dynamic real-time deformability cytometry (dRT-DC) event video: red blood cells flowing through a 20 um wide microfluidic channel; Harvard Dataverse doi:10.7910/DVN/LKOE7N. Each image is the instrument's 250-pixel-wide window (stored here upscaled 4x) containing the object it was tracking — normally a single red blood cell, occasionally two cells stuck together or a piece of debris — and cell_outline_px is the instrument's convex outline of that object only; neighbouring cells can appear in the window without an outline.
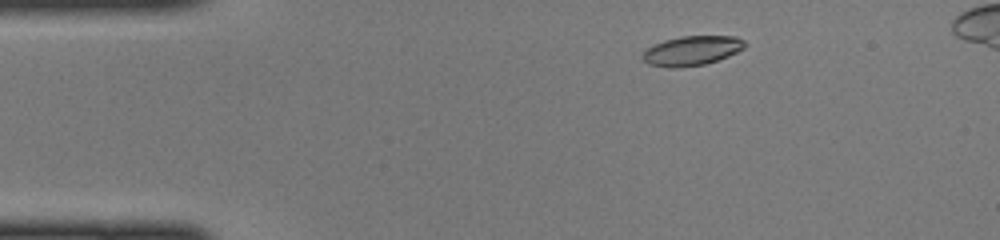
{"species": "common noctule bat (a hibernating species)", "species_latin": "Nyctalus noctula", "temperature_condition": "cold", "stored_images_in_passage": 42, "camera_frame_rate_fps": 3000, "um_per_image_px": 0.085, "animal": {"sex": "female", "body_mass_g": 22.0, "forearm_length_mm": 56.7}, "frame": {"image": 1, "passage_image": 4, "time_ms": 1.0, "image_size_px": [1000, 240], "cell_outline_px": [[748, 44], [744, 48], [728, 56], [704, 64], [676, 68], [672, 68], [648, 64], [640, 56], [648, 48], [664, 40], [680, 36], [736, 36], [744, 40]], "centroid_in_image_um": [58.82, 4.3], "position_along_channel_um": 26.2, "area_um2": 17.51}}
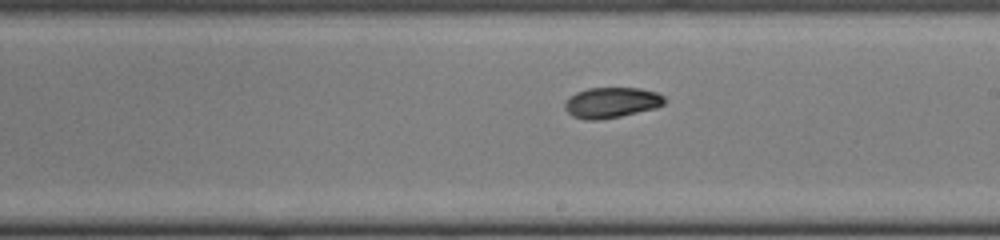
{"frame": {"image": 2, "passage_image": 23, "time_ms": 7.333, "image_size_px": [1000, 240], "cell_outline_px": [[664, 104], [656, 108], [620, 116], [596, 120], [584, 120], [572, 116], [564, 108], [564, 104], [568, 96], [576, 92], [588, 88], [640, 88], [656, 92], [664, 96]], "centroid_in_image_um": [51.94, 8.71], "position_along_channel_um": 237.1, "area_um2": 17.8}}
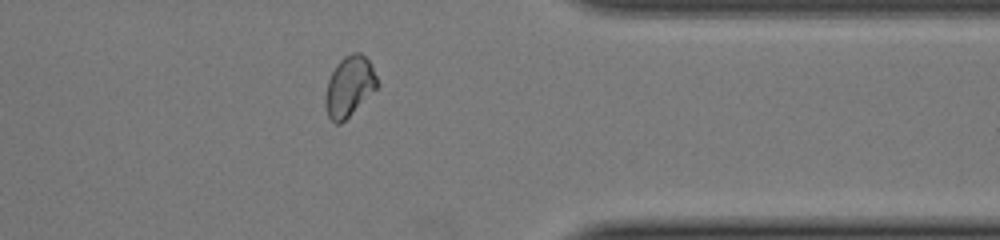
{"frame": {"image": 3, "passage_image": 34, "time_ms": 11.0, "image_size_px": [1000, 240], "cell_outline_px": [[380, 84], [340, 124], [336, 124], [328, 116], [324, 104], [324, 100], [328, 80], [336, 64], [344, 56], [352, 52], [360, 52], [372, 64]], "centroid_in_image_um": [29.69, 7.31], "position_along_channel_um": 381.7, "area_um2": 18.09}}